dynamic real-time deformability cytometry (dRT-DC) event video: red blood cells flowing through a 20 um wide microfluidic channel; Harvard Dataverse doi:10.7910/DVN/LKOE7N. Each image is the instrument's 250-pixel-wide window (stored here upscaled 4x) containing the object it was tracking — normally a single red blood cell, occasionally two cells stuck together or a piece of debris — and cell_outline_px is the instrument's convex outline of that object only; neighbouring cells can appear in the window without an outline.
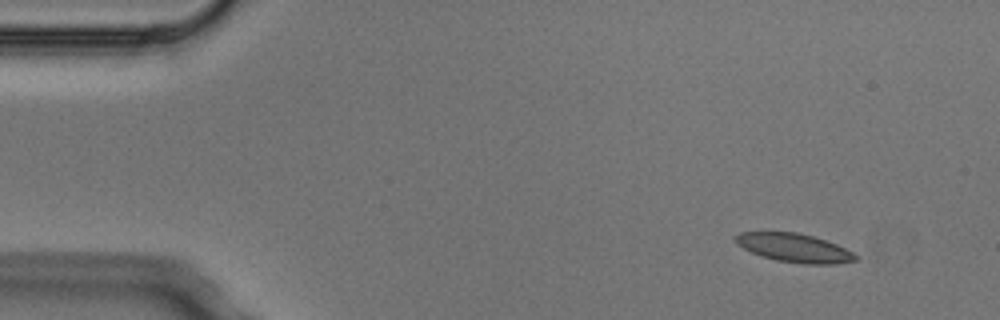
{"species": "Egyptian fruit bat (a non-hibernating species)", "species_latin": "Rousettus aegyptiacus", "temperature_condition": "cold", "stored_images_in_passage": 4, "camera_frame_rate_fps": 3000, "um_per_image_px": 0.085, "animal": {"sex": "male"}, "frame": {"image": 1, "passage_image": 2, "time_ms": 0.333, "image_size_px": [1000, 320], "cell_outline_px": [[860, 260], [836, 264], [804, 264], [776, 260], [752, 252], [736, 244], [736, 236], [740, 232], [796, 232], [812, 236], [836, 244], [860, 256]], "centroid_in_image_um": [67.57, 21.08], "position_along_channel_um": 17.4, "area_um2": 19.88}}
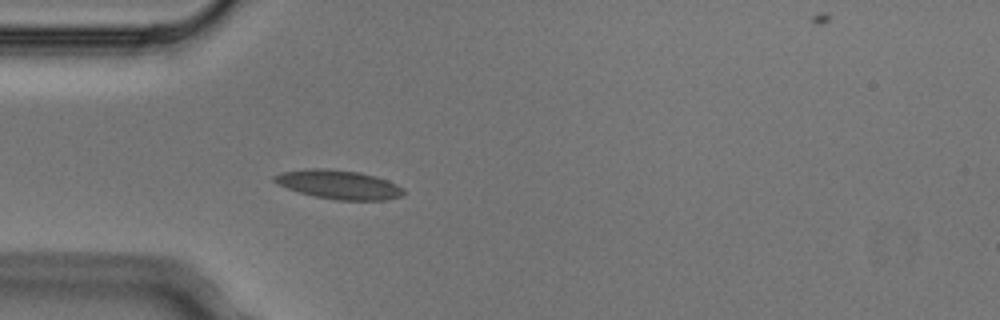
{"frame": {"image": 2, "passage_image": 4, "time_ms": 1.0, "image_size_px": [1000, 320], "cell_outline_px": [[404, 192], [400, 196], [384, 200], [336, 200], [316, 196], [300, 192], [288, 188], [272, 180], [272, 176], [284, 172], [312, 168], [324, 168], [360, 172], [376, 176], [388, 180], [404, 188]], "centroid_in_image_um": [28.83, 15.68], "position_along_channel_um": 56.2, "area_um2": 21.56}}